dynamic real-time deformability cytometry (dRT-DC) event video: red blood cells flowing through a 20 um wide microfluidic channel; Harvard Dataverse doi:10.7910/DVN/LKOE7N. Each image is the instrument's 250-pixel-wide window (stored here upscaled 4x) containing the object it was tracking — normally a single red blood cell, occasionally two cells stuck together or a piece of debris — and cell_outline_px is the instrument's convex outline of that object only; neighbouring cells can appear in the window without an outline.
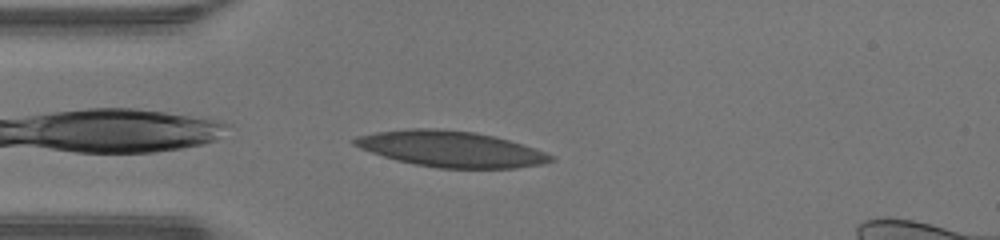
{"species": "human", "species_latin": "Homo sapiens", "temperature_condition": "warm", "stored_images_in_passage": 29, "camera_frame_rate_fps": 3000, "um_per_image_px": 0.085, "donor": {"sex": "male"}, "frame": {"image": 1, "passage_image": 1, "time_ms": 0.0, "image_size_px": [1000, 240], "cell_outline_px": [[556, 160], [544, 164], [516, 168], [436, 168], [396, 160], [360, 148], [352, 144], [352, 140], [356, 136], [376, 132], [408, 128], [436, 128], [476, 132], [524, 144], [556, 156]], "centroid_in_image_um": [38.37, 12.66], "position_along_channel_um": 46.6, "area_um2": 41.21}}
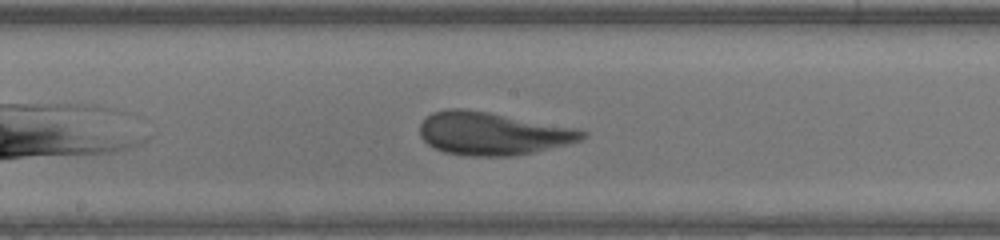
{"frame": {"image": 2, "passage_image": 13, "time_ms": 4.0, "image_size_px": [1000, 240], "cell_outline_px": [[588, 136], [580, 140], [532, 152], [512, 156], [472, 156], [444, 152], [428, 144], [420, 136], [420, 124], [432, 112], [448, 108], [460, 108], [488, 112], [576, 128], [588, 132]], "centroid_in_image_um": [41.84, 11.34], "position_along_channel_um": 206.4, "area_um2": 40.17}}
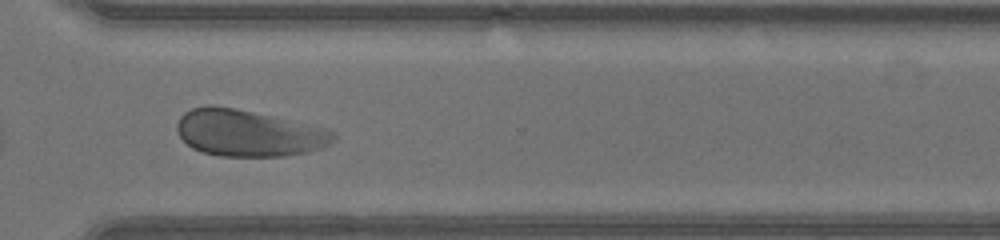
{"frame": {"image": 3, "passage_image": 23, "time_ms": 7.333, "image_size_px": [1000, 240], "cell_outline_px": [[336, 140], [320, 148], [288, 156], [220, 156], [200, 152], [192, 148], [180, 136], [176, 128], [176, 124], [180, 116], [184, 112], [192, 108], [208, 104], [212, 104], [236, 108], [272, 116], [324, 128], [336, 132]], "centroid_in_image_um": [21.07, 11.3], "position_along_channel_um": 349.5, "area_um2": 42.48}, "authors_computed_cell_mechanics": {"area_um2": 40.6334, "velocity_mm_per_s": 4.3072, "shape_relaxation_time_tau1_ms": 2.9688, "shape_relaxation_time_tau2_ms": 0.9554, "deformation_change_tau1": 0.1368, "deformation_change_tau2": 0.0738}}